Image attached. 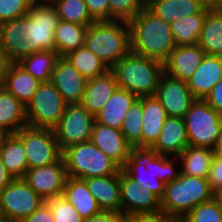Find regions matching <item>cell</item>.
Listing matches in <instances>:
<instances>
[{"mask_svg": "<svg viewBox=\"0 0 222 222\" xmlns=\"http://www.w3.org/2000/svg\"><path fill=\"white\" fill-rule=\"evenodd\" d=\"M51 82L67 104H75L82 100L87 79L64 56H60L56 61Z\"/></svg>", "mask_w": 222, "mask_h": 222, "instance_id": "e0dca14e", "label": "cell"}, {"mask_svg": "<svg viewBox=\"0 0 222 222\" xmlns=\"http://www.w3.org/2000/svg\"><path fill=\"white\" fill-rule=\"evenodd\" d=\"M86 79L107 73L110 69L85 45L70 51L64 56Z\"/></svg>", "mask_w": 222, "mask_h": 222, "instance_id": "d590c367", "label": "cell"}, {"mask_svg": "<svg viewBox=\"0 0 222 222\" xmlns=\"http://www.w3.org/2000/svg\"><path fill=\"white\" fill-rule=\"evenodd\" d=\"M110 20L128 22L133 19L144 7L143 0H109Z\"/></svg>", "mask_w": 222, "mask_h": 222, "instance_id": "60d3db41", "label": "cell"}, {"mask_svg": "<svg viewBox=\"0 0 222 222\" xmlns=\"http://www.w3.org/2000/svg\"><path fill=\"white\" fill-rule=\"evenodd\" d=\"M44 202L45 199L37 194L23 178L13 179L0 192V204L4 216L13 222H20L28 217Z\"/></svg>", "mask_w": 222, "mask_h": 222, "instance_id": "8fae6325", "label": "cell"}, {"mask_svg": "<svg viewBox=\"0 0 222 222\" xmlns=\"http://www.w3.org/2000/svg\"><path fill=\"white\" fill-rule=\"evenodd\" d=\"M32 0H0V24L28 14Z\"/></svg>", "mask_w": 222, "mask_h": 222, "instance_id": "b9f144b4", "label": "cell"}, {"mask_svg": "<svg viewBox=\"0 0 222 222\" xmlns=\"http://www.w3.org/2000/svg\"><path fill=\"white\" fill-rule=\"evenodd\" d=\"M213 152L215 155H218L222 158V127H221L220 133L217 137L216 144L213 148Z\"/></svg>", "mask_w": 222, "mask_h": 222, "instance_id": "f5cc1de1", "label": "cell"}, {"mask_svg": "<svg viewBox=\"0 0 222 222\" xmlns=\"http://www.w3.org/2000/svg\"><path fill=\"white\" fill-rule=\"evenodd\" d=\"M179 222H222V213L214 197L197 205Z\"/></svg>", "mask_w": 222, "mask_h": 222, "instance_id": "f35d334b", "label": "cell"}, {"mask_svg": "<svg viewBox=\"0 0 222 222\" xmlns=\"http://www.w3.org/2000/svg\"><path fill=\"white\" fill-rule=\"evenodd\" d=\"M59 57L55 50H42L23 57L16 63L42 83L51 81Z\"/></svg>", "mask_w": 222, "mask_h": 222, "instance_id": "836d02e7", "label": "cell"}, {"mask_svg": "<svg viewBox=\"0 0 222 222\" xmlns=\"http://www.w3.org/2000/svg\"><path fill=\"white\" fill-rule=\"evenodd\" d=\"M127 216L122 212L101 211L99 214L83 219V222H126Z\"/></svg>", "mask_w": 222, "mask_h": 222, "instance_id": "7dc6e473", "label": "cell"}, {"mask_svg": "<svg viewBox=\"0 0 222 222\" xmlns=\"http://www.w3.org/2000/svg\"><path fill=\"white\" fill-rule=\"evenodd\" d=\"M142 121L143 97L133 103L121 126V132L133 150H142Z\"/></svg>", "mask_w": 222, "mask_h": 222, "instance_id": "8d00e7d4", "label": "cell"}, {"mask_svg": "<svg viewBox=\"0 0 222 222\" xmlns=\"http://www.w3.org/2000/svg\"><path fill=\"white\" fill-rule=\"evenodd\" d=\"M121 212L130 216L161 210L160 199L120 170Z\"/></svg>", "mask_w": 222, "mask_h": 222, "instance_id": "2e32d148", "label": "cell"}, {"mask_svg": "<svg viewBox=\"0 0 222 222\" xmlns=\"http://www.w3.org/2000/svg\"><path fill=\"white\" fill-rule=\"evenodd\" d=\"M0 222H13V221L7 218H3L2 220H0Z\"/></svg>", "mask_w": 222, "mask_h": 222, "instance_id": "9f6ffc18", "label": "cell"}, {"mask_svg": "<svg viewBox=\"0 0 222 222\" xmlns=\"http://www.w3.org/2000/svg\"><path fill=\"white\" fill-rule=\"evenodd\" d=\"M67 176L88 179L114 175L121 167L91 141L79 143L63 151Z\"/></svg>", "mask_w": 222, "mask_h": 222, "instance_id": "8992f818", "label": "cell"}, {"mask_svg": "<svg viewBox=\"0 0 222 222\" xmlns=\"http://www.w3.org/2000/svg\"><path fill=\"white\" fill-rule=\"evenodd\" d=\"M45 202L52 211L54 222H83L75 207L63 195L47 199Z\"/></svg>", "mask_w": 222, "mask_h": 222, "instance_id": "ab89813d", "label": "cell"}, {"mask_svg": "<svg viewBox=\"0 0 222 222\" xmlns=\"http://www.w3.org/2000/svg\"><path fill=\"white\" fill-rule=\"evenodd\" d=\"M183 120L189 146L214 148L222 127V116L204 99H195Z\"/></svg>", "mask_w": 222, "mask_h": 222, "instance_id": "52a82bcc", "label": "cell"}, {"mask_svg": "<svg viewBox=\"0 0 222 222\" xmlns=\"http://www.w3.org/2000/svg\"><path fill=\"white\" fill-rule=\"evenodd\" d=\"M62 195L75 207L82 219L89 218L102 211L83 179L68 176Z\"/></svg>", "mask_w": 222, "mask_h": 222, "instance_id": "83f0119b", "label": "cell"}, {"mask_svg": "<svg viewBox=\"0 0 222 222\" xmlns=\"http://www.w3.org/2000/svg\"><path fill=\"white\" fill-rule=\"evenodd\" d=\"M95 116L81 103L67 104L58 125L54 128L62 152L75 144L90 141Z\"/></svg>", "mask_w": 222, "mask_h": 222, "instance_id": "30bf717a", "label": "cell"}, {"mask_svg": "<svg viewBox=\"0 0 222 222\" xmlns=\"http://www.w3.org/2000/svg\"><path fill=\"white\" fill-rule=\"evenodd\" d=\"M137 99L130 91L117 87L101 111L95 116V121L121 130L128 110Z\"/></svg>", "mask_w": 222, "mask_h": 222, "instance_id": "cb8c5ba5", "label": "cell"}, {"mask_svg": "<svg viewBox=\"0 0 222 222\" xmlns=\"http://www.w3.org/2000/svg\"><path fill=\"white\" fill-rule=\"evenodd\" d=\"M206 53L198 45L176 46L164 62V72L187 82L202 62Z\"/></svg>", "mask_w": 222, "mask_h": 222, "instance_id": "ffe728a7", "label": "cell"}, {"mask_svg": "<svg viewBox=\"0 0 222 222\" xmlns=\"http://www.w3.org/2000/svg\"><path fill=\"white\" fill-rule=\"evenodd\" d=\"M5 165L0 160V192L13 180Z\"/></svg>", "mask_w": 222, "mask_h": 222, "instance_id": "f907efd6", "label": "cell"}, {"mask_svg": "<svg viewBox=\"0 0 222 222\" xmlns=\"http://www.w3.org/2000/svg\"><path fill=\"white\" fill-rule=\"evenodd\" d=\"M11 60L4 52L3 48L0 45V86H2L6 73L11 65Z\"/></svg>", "mask_w": 222, "mask_h": 222, "instance_id": "681fc988", "label": "cell"}, {"mask_svg": "<svg viewBox=\"0 0 222 222\" xmlns=\"http://www.w3.org/2000/svg\"><path fill=\"white\" fill-rule=\"evenodd\" d=\"M167 117L156 96L143 97L142 149H149L156 142Z\"/></svg>", "mask_w": 222, "mask_h": 222, "instance_id": "484cf974", "label": "cell"}, {"mask_svg": "<svg viewBox=\"0 0 222 222\" xmlns=\"http://www.w3.org/2000/svg\"><path fill=\"white\" fill-rule=\"evenodd\" d=\"M40 83L41 82L26 72L16 62H12L6 73L2 87L10 92L24 106H27Z\"/></svg>", "mask_w": 222, "mask_h": 222, "instance_id": "f1b7e54d", "label": "cell"}, {"mask_svg": "<svg viewBox=\"0 0 222 222\" xmlns=\"http://www.w3.org/2000/svg\"><path fill=\"white\" fill-rule=\"evenodd\" d=\"M15 134L24 144L28 169L56 163L62 157L54 129L25 126Z\"/></svg>", "mask_w": 222, "mask_h": 222, "instance_id": "9c48e42d", "label": "cell"}, {"mask_svg": "<svg viewBox=\"0 0 222 222\" xmlns=\"http://www.w3.org/2000/svg\"><path fill=\"white\" fill-rule=\"evenodd\" d=\"M87 29L86 25L60 20L54 33L55 51L58 55L65 56L83 46Z\"/></svg>", "mask_w": 222, "mask_h": 222, "instance_id": "e575fe53", "label": "cell"}, {"mask_svg": "<svg viewBox=\"0 0 222 222\" xmlns=\"http://www.w3.org/2000/svg\"><path fill=\"white\" fill-rule=\"evenodd\" d=\"M20 222H54V218L49 205L44 202L38 209Z\"/></svg>", "mask_w": 222, "mask_h": 222, "instance_id": "bcb514c9", "label": "cell"}, {"mask_svg": "<svg viewBox=\"0 0 222 222\" xmlns=\"http://www.w3.org/2000/svg\"><path fill=\"white\" fill-rule=\"evenodd\" d=\"M3 218H5L3 210H2V206L0 204V220H2Z\"/></svg>", "mask_w": 222, "mask_h": 222, "instance_id": "11a10c76", "label": "cell"}, {"mask_svg": "<svg viewBox=\"0 0 222 222\" xmlns=\"http://www.w3.org/2000/svg\"><path fill=\"white\" fill-rule=\"evenodd\" d=\"M25 126L26 106L0 86V133L14 134Z\"/></svg>", "mask_w": 222, "mask_h": 222, "instance_id": "4316f807", "label": "cell"}, {"mask_svg": "<svg viewBox=\"0 0 222 222\" xmlns=\"http://www.w3.org/2000/svg\"><path fill=\"white\" fill-rule=\"evenodd\" d=\"M213 197L207 178L180 173L177 179L165 184L160 205L163 212L180 221L197 205Z\"/></svg>", "mask_w": 222, "mask_h": 222, "instance_id": "5b68a950", "label": "cell"}, {"mask_svg": "<svg viewBox=\"0 0 222 222\" xmlns=\"http://www.w3.org/2000/svg\"><path fill=\"white\" fill-rule=\"evenodd\" d=\"M221 78L222 56L205 55L186 83L195 99H205Z\"/></svg>", "mask_w": 222, "mask_h": 222, "instance_id": "44dd1931", "label": "cell"}, {"mask_svg": "<svg viewBox=\"0 0 222 222\" xmlns=\"http://www.w3.org/2000/svg\"><path fill=\"white\" fill-rule=\"evenodd\" d=\"M131 51L164 63L177 46L170 23L144 7L128 21Z\"/></svg>", "mask_w": 222, "mask_h": 222, "instance_id": "6da1fadb", "label": "cell"}, {"mask_svg": "<svg viewBox=\"0 0 222 222\" xmlns=\"http://www.w3.org/2000/svg\"><path fill=\"white\" fill-rule=\"evenodd\" d=\"M155 96L169 117L183 118L195 100L185 81L171 77L165 72L160 78Z\"/></svg>", "mask_w": 222, "mask_h": 222, "instance_id": "9a60e30c", "label": "cell"}, {"mask_svg": "<svg viewBox=\"0 0 222 222\" xmlns=\"http://www.w3.org/2000/svg\"><path fill=\"white\" fill-rule=\"evenodd\" d=\"M61 21L89 26L96 20L90 15L84 0H51Z\"/></svg>", "mask_w": 222, "mask_h": 222, "instance_id": "74e56055", "label": "cell"}, {"mask_svg": "<svg viewBox=\"0 0 222 222\" xmlns=\"http://www.w3.org/2000/svg\"><path fill=\"white\" fill-rule=\"evenodd\" d=\"M214 157L213 149L187 146L178 156L183 175L207 178Z\"/></svg>", "mask_w": 222, "mask_h": 222, "instance_id": "4dcf8cb0", "label": "cell"}, {"mask_svg": "<svg viewBox=\"0 0 222 222\" xmlns=\"http://www.w3.org/2000/svg\"><path fill=\"white\" fill-rule=\"evenodd\" d=\"M208 11L209 9L205 7L198 14L185 16L170 23L177 46L196 45L198 43Z\"/></svg>", "mask_w": 222, "mask_h": 222, "instance_id": "d6a6232c", "label": "cell"}, {"mask_svg": "<svg viewBox=\"0 0 222 222\" xmlns=\"http://www.w3.org/2000/svg\"><path fill=\"white\" fill-rule=\"evenodd\" d=\"M0 45L11 62L35 53L32 35V19L25 15L21 18L0 24Z\"/></svg>", "mask_w": 222, "mask_h": 222, "instance_id": "7c38bea8", "label": "cell"}, {"mask_svg": "<svg viewBox=\"0 0 222 222\" xmlns=\"http://www.w3.org/2000/svg\"><path fill=\"white\" fill-rule=\"evenodd\" d=\"M176 162H180L178 157L159 155L148 149L133 150L121 169L142 189L161 199L165 184L177 179L181 173L176 169Z\"/></svg>", "mask_w": 222, "mask_h": 222, "instance_id": "7a4b0ae2", "label": "cell"}, {"mask_svg": "<svg viewBox=\"0 0 222 222\" xmlns=\"http://www.w3.org/2000/svg\"><path fill=\"white\" fill-rule=\"evenodd\" d=\"M102 211L121 212L120 171L114 175L85 179Z\"/></svg>", "mask_w": 222, "mask_h": 222, "instance_id": "603a6c76", "label": "cell"}, {"mask_svg": "<svg viewBox=\"0 0 222 222\" xmlns=\"http://www.w3.org/2000/svg\"><path fill=\"white\" fill-rule=\"evenodd\" d=\"M90 141L115 161L121 168L133 152L121 130L95 121Z\"/></svg>", "mask_w": 222, "mask_h": 222, "instance_id": "ac0fdd59", "label": "cell"}, {"mask_svg": "<svg viewBox=\"0 0 222 222\" xmlns=\"http://www.w3.org/2000/svg\"><path fill=\"white\" fill-rule=\"evenodd\" d=\"M204 3L209 10H222V0H204Z\"/></svg>", "mask_w": 222, "mask_h": 222, "instance_id": "816d5d0a", "label": "cell"}, {"mask_svg": "<svg viewBox=\"0 0 222 222\" xmlns=\"http://www.w3.org/2000/svg\"><path fill=\"white\" fill-rule=\"evenodd\" d=\"M204 100L222 116V78Z\"/></svg>", "mask_w": 222, "mask_h": 222, "instance_id": "c3c4849f", "label": "cell"}, {"mask_svg": "<svg viewBox=\"0 0 222 222\" xmlns=\"http://www.w3.org/2000/svg\"><path fill=\"white\" fill-rule=\"evenodd\" d=\"M90 15L96 20H110L109 0H84Z\"/></svg>", "mask_w": 222, "mask_h": 222, "instance_id": "ee69618b", "label": "cell"}, {"mask_svg": "<svg viewBox=\"0 0 222 222\" xmlns=\"http://www.w3.org/2000/svg\"><path fill=\"white\" fill-rule=\"evenodd\" d=\"M84 45L111 69L130 50L128 22L95 21L88 26Z\"/></svg>", "mask_w": 222, "mask_h": 222, "instance_id": "277c9868", "label": "cell"}, {"mask_svg": "<svg viewBox=\"0 0 222 222\" xmlns=\"http://www.w3.org/2000/svg\"><path fill=\"white\" fill-rule=\"evenodd\" d=\"M0 160L14 179L24 177L28 170L26 151L22 140L15 133L2 135Z\"/></svg>", "mask_w": 222, "mask_h": 222, "instance_id": "f546056e", "label": "cell"}, {"mask_svg": "<svg viewBox=\"0 0 222 222\" xmlns=\"http://www.w3.org/2000/svg\"><path fill=\"white\" fill-rule=\"evenodd\" d=\"M67 177L62 156L56 163L28 169L23 179L37 194L47 200L62 196Z\"/></svg>", "mask_w": 222, "mask_h": 222, "instance_id": "5bb4252c", "label": "cell"}, {"mask_svg": "<svg viewBox=\"0 0 222 222\" xmlns=\"http://www.w3.org/2000/svg\"><path fill=\"white\" fill-rule=\"evenodd\" d=\"M188 145L183 118L168 116L158 139L148 150L163 156L178 157Z\"/></svg>", "mask_w": 222, "mask_h": 222, "instance_id": "d6986e66", "label": "cell"}, {"mask_svg": "<svg viewBox=\"0 0 222 222\" xmlns=\"http://www.w3.org/2000/svg\"><path fill=\"white\" fill-rule=\"evenodd\" d=\"M207 181L213 194L222 191V158L218 155L214 154Z\"/></svg>", "mask_w": 222, "mask_h": 222, "instance_id": "7bdbcfd3", "label": "cell"}, {"mask_svg": "<svg viewBox=\"0 0 222 222\" xmlns=\"http://www.w3.org/2000/svg\"><path fill=\"white\" fill-rule=\"evenodd\" d=\"M126 222H179L162 210L154 213H140L127 216Z\"/></svg>", "mask_w": 222, "mask_h": 222, "instance_id": "f6af8a7d", "label": "cell"}, {"mask_svg": "<svg viewBox=\"0 0 222 222\" xmlns=\"http://www.w3.org/2000/svg\"><path fill=\"white\" fill-rule=\"evenodd\" d=\"M32 19V35L35 52L55 50L54 33L60 21L51 0H32L27 14Z\"/></svg>", "mask_w": 222, "mask_h": 222, "instance_id": "4fadbf2b", "label": "cell"}, {"mask_svg": "<svg viewBox=\"0 0 222 222\" xmlns=\"http://www.w3.org/2000/svg\"><path fill=\"white\" fill-rule=\"evenodd\" d=\"M214 199L217 201V203L220 207V211L222 213V191L216 192L214 194Z\"/></svg>", "mask_w": 222, "mask_h": 222, "instance_id": "db71d44e", "label": "cell"}, {"mask_svg": "<svg viewBox=\"0 0 222 222\" xmlns=\"http://www.w3.org/2000/svg\"><path fill=\"white\" fill-rule=\"evenodd\" d=\"M118 84L115 74L109 70L104 75L87 79L81 104L93 116H96L112 96Z\"/></svg>", "mask_w": 222, "mask_h": 222, "instance_id": "7402d4cb", "label": "cell"}, {"mask_svg": "<svg viewBox=\"0 0 222 222\" xmlns=\"http://www.w3.org/2000/svg\"><path fill=\"white\" fill-rule=\"evenodd\" d=\"M110 70L115 74L118 87L141 98L155 96L164 63L130 50Z\"/></svg>", "mask_w": 222, "mask_h": 222, "instance_id": "3957f363", "label": "cell"}, {"mask_svg": "<svg viewBox=\"0 0 222 222\" xmlns=\"http://www.w3.org/2000/svg\"><path fill=\"white\" fill-rule=\"evenodd\" d=\"M66 105V101L51 81L40 83L26 106L27 126L54 129Z\"/></svg>", "mask_w": 222, "mask_h": 222, "instance_id": "ba28073f", "label": "cell"}, {"mask_svg": "<svg viewBox=\"0 0 222 222\" xmlns=\"http://www.w3.org/2000/svg\"><path fill=\"white\" fill-rule=\"evenodd\" d=\"M197 44L206 55L222 56V10L207 12Z\"/></svg>", "mask_w": 222, "mask_h": 222, "instance_id": "1f68e13d", "label": "cell"}, {"mask_svg": "<svg viewBox=\"0 0 222 222\" xmlns=\"http://www.w3.org/2000/svg\"><path fill=\"white\" fill-rule=\"evenodd\" d=\"M145 7L166 23L185 16L200 13L205 8L204 0H147Z\"/></svg>", "mask_w": 222, "mask_h": 222, "instance_id": "d4e9b609", "label": "cell"}]
</instances>
